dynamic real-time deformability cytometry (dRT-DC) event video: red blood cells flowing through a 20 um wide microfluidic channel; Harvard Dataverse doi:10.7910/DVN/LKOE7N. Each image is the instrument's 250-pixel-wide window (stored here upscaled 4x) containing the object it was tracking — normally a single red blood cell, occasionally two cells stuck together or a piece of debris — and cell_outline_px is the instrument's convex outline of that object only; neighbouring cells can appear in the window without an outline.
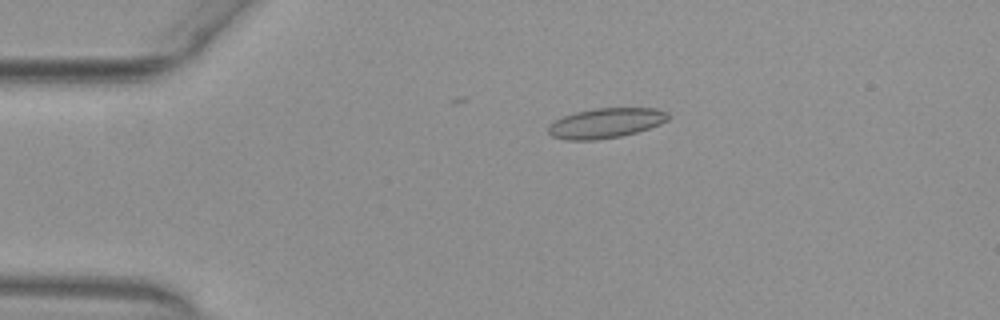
{"species": "common noctule bat (a hibernating species)", "species_latin": "Nyctalus noctula", "temperature_condition": "warm", "stored_images_in_passage": 5, "camera_frame_rate_fps": 3000, "um_per_image_px": 0.085, "animal": {"sex": "female", "body_mass_g": 29.2, "forearm_length_mm": 56.3}, "frame": {"image": 1, "passage_image": 1, "time_ms": 0.0, "image_size_px": [1000, 320], "cell_outline_px": [[672, 116], [668, 120], [660, 124], [636, 132], [620, 136], [596, 140], [568, 140], [552, 136], [548, 132], [548, 124], [564, 116], [576, 112], [596, 108], [656, 108], [668, 112]], "centroid_in_image_um": [51.52, 10.45], "position_along_channel_um": 33.5, "area_um2": 20.92}}